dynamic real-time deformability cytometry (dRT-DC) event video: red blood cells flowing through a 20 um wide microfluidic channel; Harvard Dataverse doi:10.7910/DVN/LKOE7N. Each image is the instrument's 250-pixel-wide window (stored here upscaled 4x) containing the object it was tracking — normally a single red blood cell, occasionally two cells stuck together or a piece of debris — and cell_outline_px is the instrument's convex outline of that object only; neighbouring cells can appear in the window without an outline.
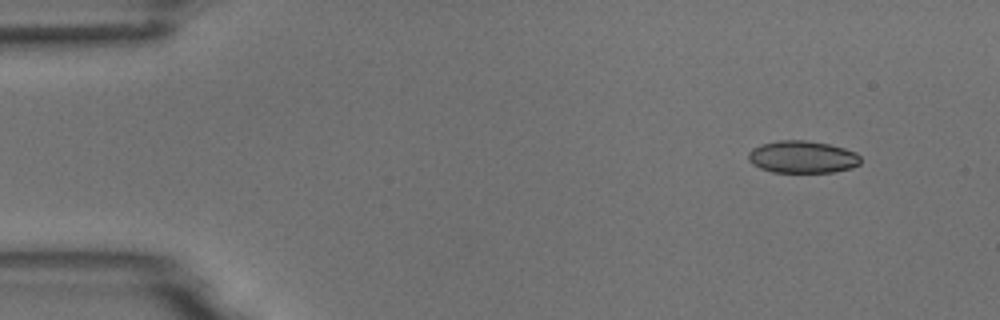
{"species": "common noctule bat (a hibernating species)", "species_latin": "Nyctalus noctula", "temperature_condition": "room temperature", "stored_images_in_passage": 4, "camera_frame_rate_fps": 3000, "um_per_image_px": 0.085, "animal": {"sex": "male", "body_mass_g": 18.8}, "frame": {"image": 1, "passage_image": 1, "time_ms": 0.0, "image_size_px": [1000, 320], "cell_outline_px": [[860, 164], [852, 168], [832, 172], [772, 172], [760, 168], [752, 164], [748, 160], [748, 152], [752, 148], [760, 144], [776, 140], [804, 140], [828, 144], [844, 148], [856, 152], [860, 156]], "centroid_in_image_um": [68.18, 13.34], "position_along_channel_um": 16.8, "area_um2": 21.27}}
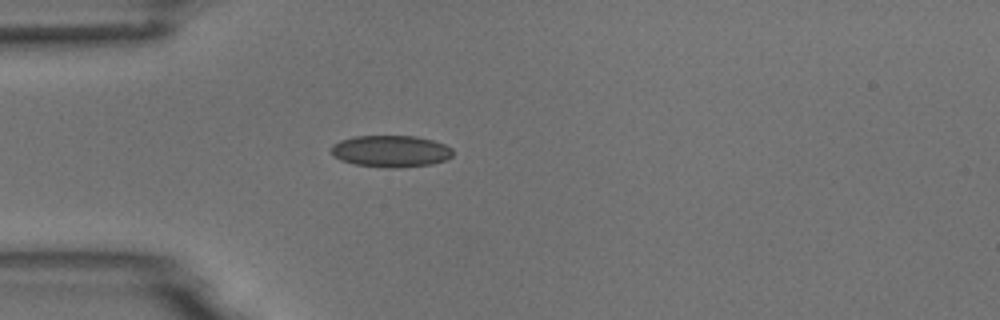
{"frame": {"image": 2, "passage_image": 4, "time_ms": 3.333, "image_size_px": [1000, 320], "cell_outline_px": [[452, 156], [444, 160], [432, 164], [400, 168], [384, 168], [356, 164], [340, 160], [332, 156], [332, 144], [340, 140], [356, 136], [416, 136], [432, 140], [444, 144], [452, 148]], "centroid_in_image_um": [33.21, 12.86], "position_along_channel_um": 51.8, "area_um2": 22.6}}